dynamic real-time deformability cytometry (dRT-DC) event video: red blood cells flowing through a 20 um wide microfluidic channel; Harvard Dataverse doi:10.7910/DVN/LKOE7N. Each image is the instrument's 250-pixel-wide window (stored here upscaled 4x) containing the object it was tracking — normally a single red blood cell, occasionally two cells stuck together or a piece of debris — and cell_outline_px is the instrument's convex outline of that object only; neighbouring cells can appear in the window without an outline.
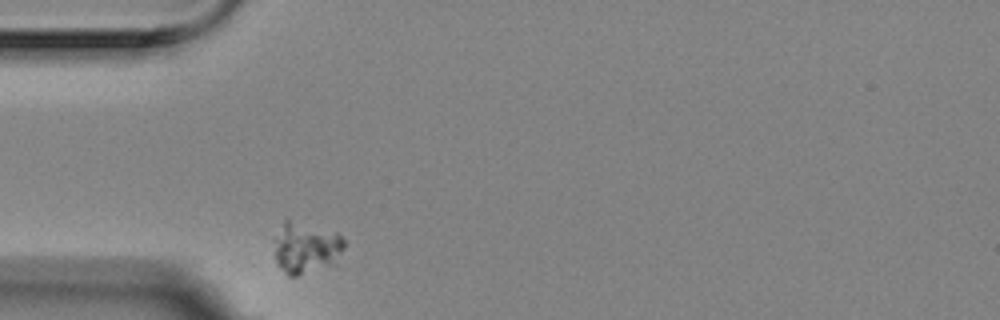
{"species": "Egyptian fruit bat (a non-hibernating species)", "species_latin": "Rousettus aegyptiacus", "temperature_condition": "room temperature", "stored_images_in_passage": 1, "camera_frame_rate_fps": 3000, "um_per_image_px": 0.085, "animal": {"sex": "female"}, "frame": {"image": 1, "passage_image": 1, "time_ms": 0.0, "image_size_px": [1000, 320], "cell_outline_px": [[344, 248], [328, 264], [296, 276], [288, 276], [276, 264], [276, 240], [284, 220], [288, 216], [336, 232], [344, 240]], "centroid_in_image_um": [25.96, 20.98], "position_along_channel_um": 59.0, "area_um2": 20.46}}